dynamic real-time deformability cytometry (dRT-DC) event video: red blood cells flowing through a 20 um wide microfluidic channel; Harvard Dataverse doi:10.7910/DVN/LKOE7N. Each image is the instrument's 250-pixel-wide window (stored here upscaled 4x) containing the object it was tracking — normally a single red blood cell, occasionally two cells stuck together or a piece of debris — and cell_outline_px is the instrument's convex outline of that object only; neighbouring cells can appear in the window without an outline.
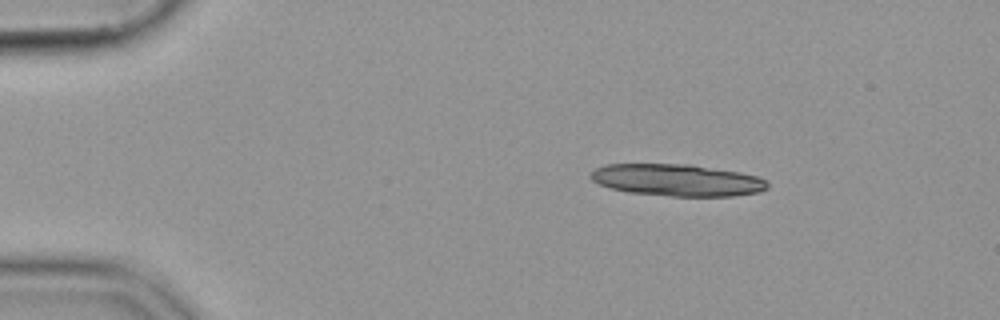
{"species": "common noctule bat (a hibernating species)", "species_latin": "Nyctalus noctula", "temperature_condition": "cold", "stored_images_in_passage": 46, "segment_of_instrument_passage": [1, 2], "camera_frame_rate_fps": 3000, "um_per_image_px": 0.085, "animal": {"sex": "female", "body_mass_g": 19.9}, "frame": {"image": 1, "passage_image": 1, "time_ms": 0.0, "image_size_px": [1000, 320], "cell_outline_px": [[768, 188], [760, 192], [732, 196], [672, 196], [628, 192], [608, 188], [592, 180], [588, 176], [596, 168], [604, 164], [692, 164], [740, 172], [756, 176], [764, 180], [768, 184]], "centroid_in_image_um": [57.53, 15.3], "position_along_channel_um": 27.5, "area_um2": 33.0}}